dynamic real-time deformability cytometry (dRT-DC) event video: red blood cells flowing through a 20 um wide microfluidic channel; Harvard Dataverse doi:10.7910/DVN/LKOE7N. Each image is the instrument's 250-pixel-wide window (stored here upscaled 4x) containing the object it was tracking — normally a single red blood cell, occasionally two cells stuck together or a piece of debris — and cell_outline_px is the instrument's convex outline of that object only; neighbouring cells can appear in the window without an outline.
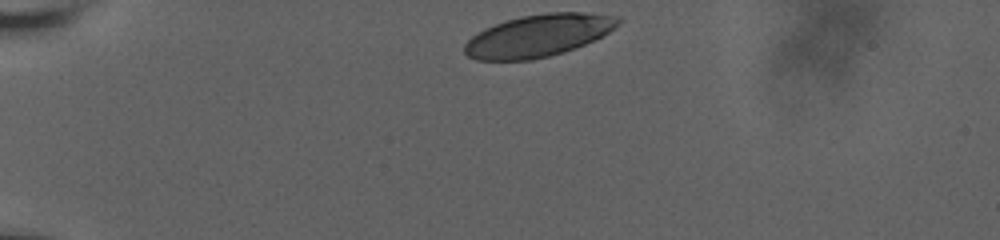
{"species": "human", "species_latin": "Homo sapiens", "temperature_condition": "room temperature", "stored_images_in_passage": 20, "camera_frame_rate_fps": 3000, "um_per_image_px": 0.085, "donor": {"sex": "male"}, "frame": {"image": 1, "passage_image": 1, "time_ms": 0.0, "image_size_px": [1000, 240], "cell_outline_px": [[620, 20], [608, 32], [584, 44], [564, 52], [532, 60], [476, 60], [468, 56], [464, 52], [464, 44], [476, 32], [484, 28], [520, 16], [548, 12], [580, 12], [620, 16]], "centroid_in_image_um": [45.71, 3.02], "position_along_channel_um": 39.3, "area_um2": 37.51}}
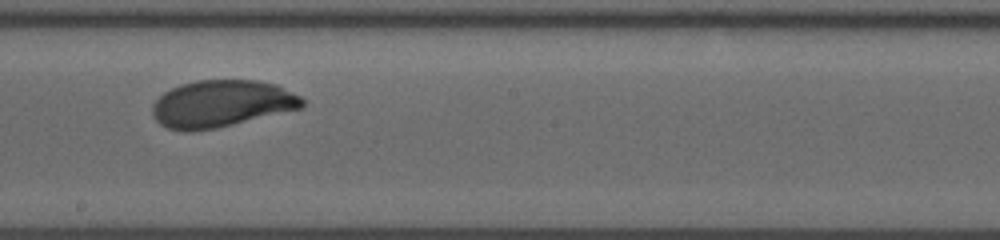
{"frame": {"image": 2, "passage_image": 12, "time_ms": 7.0, "image_size_px": [1000, 240], "cell_outline_px": [[304, 104], [300, 108], [216, 128], [168, 128], [160, 124], [152, 116], [152, 104], [164, 92], [180, 84], [196, 80], [256, 80], [276, 84], [300, 96], [304, 100]], "centroid_in_image_um": [18.83, 8.77], "position_along_channel_um": 229.4, "area_um2": 40.17}}
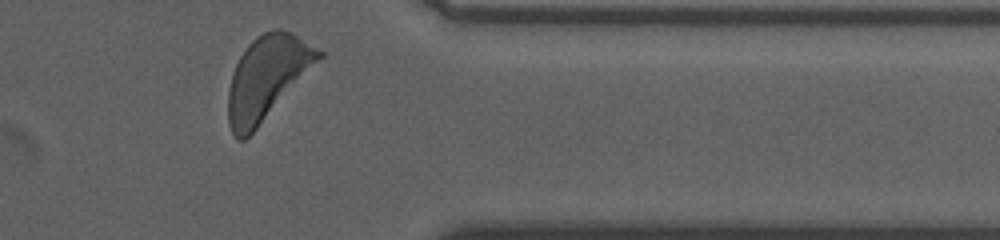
{"frame": {"image": 3, "passage_image": 20, "time_ms": 11.667, "image_size_px": [1000, 240], "cell_outline_px": [[324, 56], [256, 128], [244, 140], [236, 140], [228, 124], [228, 92], [232, 76], [236, 64], [240, 56], [248, 44], [256, 36], [264, 32], [276, 28], [280, 28], [292, 32], [324, 52]], "centroid_in_image_um": [22.7, 6.57], "position_along_channel_um": 388.7, "area_um2": 43.47}, "authors_computed_cell_mechanics": {"area_um2": 40.9513, "velocity_mm_per_s": 3.5918, "shape_relaxation_time_tau1_ms": 2.4664, "shape_relaxation_time_tau2_ms": null, "deformation_change_tau1": 0.1214, "deformation_change_tau2": null}}